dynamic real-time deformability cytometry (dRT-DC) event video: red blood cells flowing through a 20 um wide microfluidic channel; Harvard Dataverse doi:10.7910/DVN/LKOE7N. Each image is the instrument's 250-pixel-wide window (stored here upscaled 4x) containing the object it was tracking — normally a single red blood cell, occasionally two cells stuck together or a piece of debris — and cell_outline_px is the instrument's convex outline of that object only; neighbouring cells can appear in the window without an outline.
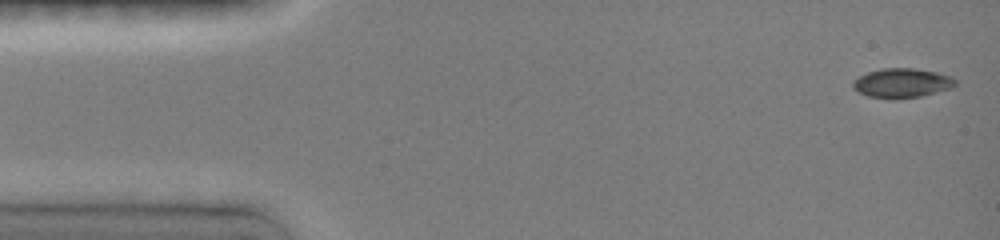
{"species": "common noctule bat (a hibernating species)", "species_latin": "Nyctalus noctula", "temperature_condition": "room temperature", "stored_images_in_passage": 5, "camera_frame_rate_fps": 3000, "um_per_image_px": 0.085, "animal": {"sex": "female", "body_mass_g": 19.0, "forearm_length_mm": 51.5}, "frame": {"image": 1, "passage_image": 1, "time_ms": 0.0, "image_size_px": [1000, 240], "cell_outline_px": [[956, 84], [948, 88], [920, 96], [896, 100], [892, 100], [868, 96], [852, 88], [852, 80], [868, 72], [880, 68], [912, 68], [936, 72], [952, 76], [956, 80]], "centroid_in_image_um": [76.62, 7.06], "position_along_channel_um": 8.4, "area_um2": 17.57}}
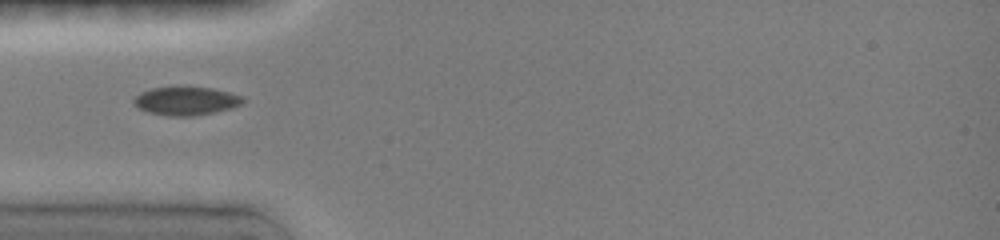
{"frame": {"image": 2, "passage_image": 5, "time_ms": 4.333, "image_size_px": [1000, 240], "cell_outline_px": [[244, 100], [240, 104], [232, 108], [216, 112], [196, 116], [164, 116], [148, 112], [140, 108], [132, 100], [140, 92], [152, 88], [208, 88], [228, 92], [240, 96]], "centroid_in_image_um": [15.79, 8.61], "position_along_channel_um": 69.2, "area_um2": 17.69}}